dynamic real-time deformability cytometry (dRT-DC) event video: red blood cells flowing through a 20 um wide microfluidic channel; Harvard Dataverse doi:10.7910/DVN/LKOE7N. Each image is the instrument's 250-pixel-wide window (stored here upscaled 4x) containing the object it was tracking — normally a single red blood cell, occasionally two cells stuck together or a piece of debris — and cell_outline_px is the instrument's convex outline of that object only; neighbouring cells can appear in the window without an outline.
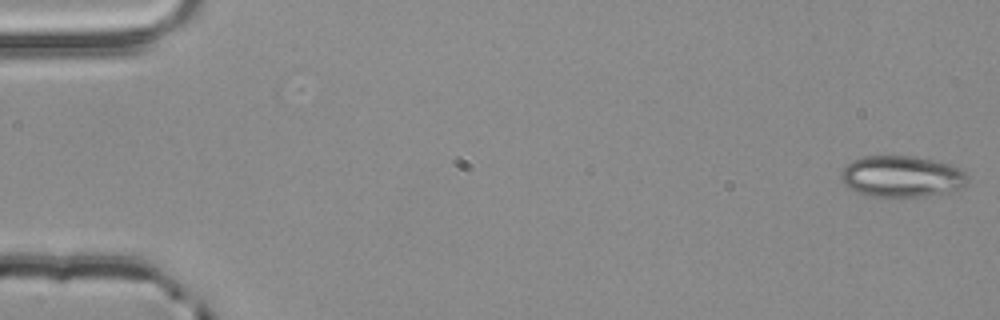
{"species": "common noctule bat (a hibernating species)", "species_latin": "Nyctalus noctula", "temperature_condition": "room temperature", "stored_images_in_passage": 54, "camera_frame_rate_fps": 3000, "um_per_image_px": 0.085, "animal": {"sex": "male", "body_mass_g": 20.4}, "frame": {"image": 1, "passage_image": 1, "time_ms": 0.0, "image_size_px": [1000, 320], "cell_outline_px": [[968, 180], [960, 188], [952, 192], [924, 196], [872, 196], [856, 192], [848, 188], [840, 180], [840, 172], [852, 160], [860, 156], [916, 156], [948, 164], [964, 172], [968, 176]], "centroid_in_image_um": [76.6, 15.0], "position_along_channel_um": 8.4, "area_um2": 30.46}}
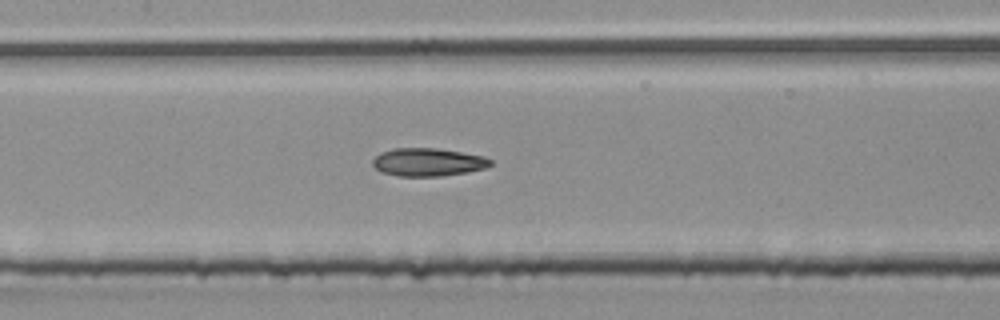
{"frame": {"image": 2, "passage_image": 26, "time_ms": 8.333, "image_size_px": [1000, 320], "cell_outline_px": [[492, 164], [484, 168], [468, 172], [440, 176], [396, 176], [380, 172], [372, 164], [372, 160], [380, 152], [392, 148], [436, 148], [484, 156], [492, 160]], "centroid_in_image_um": [36.34, 13.78], "position_along_channel_um": 171.1, "area_um2": 19.31}}
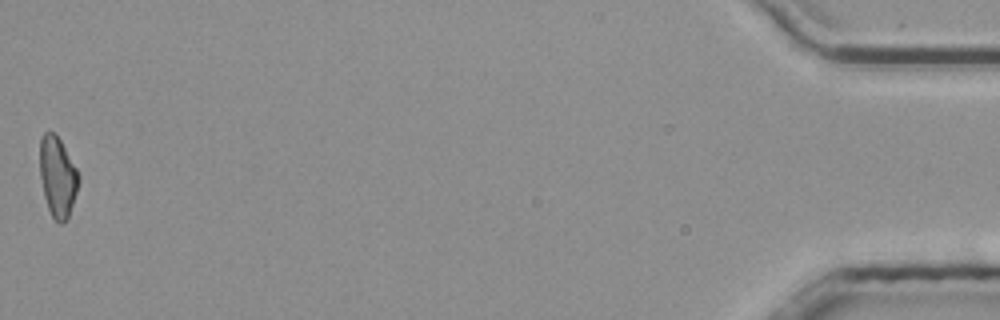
{"frame": {"image": 3, "passage_image": 54, "time_ms": 17.667, "image_size_px": [1000, 320], "cell_outline_px": [[80, 180], [68, 216], [60, 224], [52, 216], [48, 208], [44, 196], [40, 176], [40, 136], [44, 132], [52, 132], [60, 140], [76, 168], [80, 176]], "centroid_in_image_um": [4.88, 15.0], "position_along_channel_um": 430.3, "area_um2": 17.8}, "authors_computed_cell_mechanics": {"area_um2": 19.3919, "velocity_mm_per_s": 3.8822, "shape_relaxation_time_tau1_ms": 10.1886, "shape_relaxation_time_tau2_ms": 3.6339, "deformation_change_tau1": 0.1902, "deformation_change_tau2": 0.1207}}